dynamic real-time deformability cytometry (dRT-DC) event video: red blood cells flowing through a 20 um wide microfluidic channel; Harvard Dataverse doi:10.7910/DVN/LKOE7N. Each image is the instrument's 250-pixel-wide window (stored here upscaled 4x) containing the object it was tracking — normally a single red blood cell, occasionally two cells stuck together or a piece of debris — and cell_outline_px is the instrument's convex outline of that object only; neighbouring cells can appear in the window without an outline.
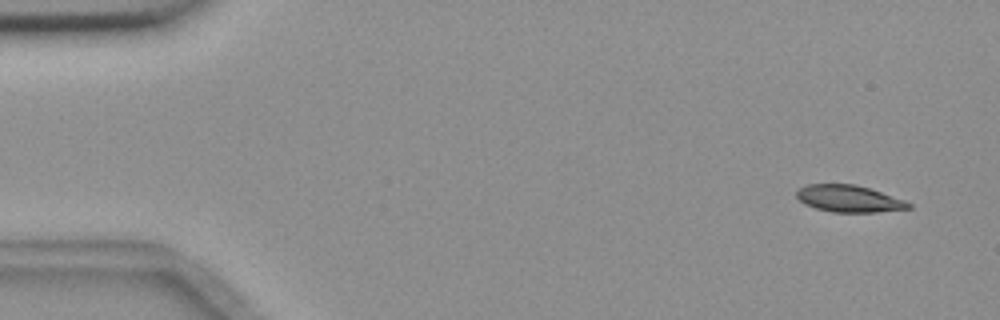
{"species": "common noctule bat (a hibernating species)", "species_latin": "Nyctalus noctula", "temperature_condition": "room temperature", "stored_images_in_passage": 5, "camera_frame_rate_fps": 3000, "um_per_image_px": 0.085, "animal": {"sex": "female", "body_mass_g": 18.4}, "frame": {"image": 1, "passage_image": 1, "time_ms": 0.0, "image_size_px": [1000, 320], "cell_outline_px": [[912, 208], [876, 212], [832, 212], [816, 208], [804, 204], [796, 196], [796, 192], [800, 188], [808, 184], [856, 184], [904, 200], [912, 204]], "centroid_in_image_um": [72.15, 16.89], "position_along_channel_um": 12.9, "area_um2": 17.4}}